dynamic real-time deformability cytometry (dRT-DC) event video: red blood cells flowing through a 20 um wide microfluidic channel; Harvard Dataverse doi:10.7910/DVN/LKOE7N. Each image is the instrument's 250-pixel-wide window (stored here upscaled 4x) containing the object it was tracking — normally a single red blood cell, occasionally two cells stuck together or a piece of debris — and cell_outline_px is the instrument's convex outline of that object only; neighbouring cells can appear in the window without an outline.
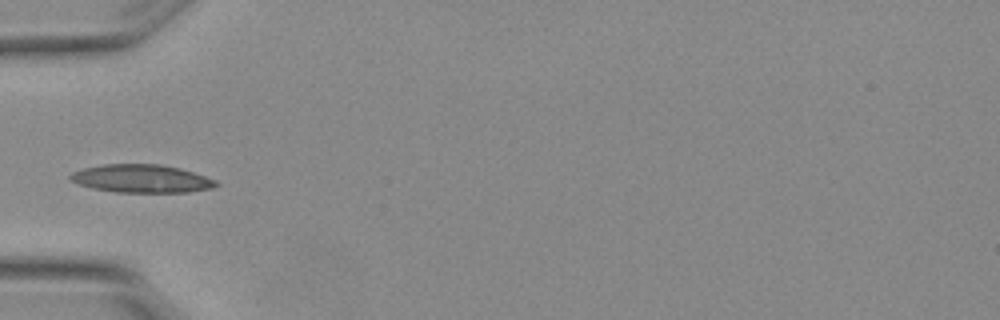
{"species": "Egyptian fruit bat (a non-hibernating species)", "species_latin": "Rousettus aegyptiacus", "temperature_condition": "warm", "stored_images_in_passage": 5, "camera_frame_rate_fps": 3000, "um_per_image_px": 0.085, "animal": {"sex": "female"}, "frame": {"image": 1, "passage_image": 5, "time_ms": 1.333, "image_size_px": [1000, 320], "cell_outline_px": [[220, 184], [212, 188], [188, 192], [116, 192], [92, 188], [80, 184], [72, 180], [68, 176], [72, 172], [84, 168], [104, 164], [160, 164], [180, 168], [216, 180]], "centroid_in_image_um": [12.04, 15.18], "position_along_channel_um": 73.0, "area_um2": 23.7}}